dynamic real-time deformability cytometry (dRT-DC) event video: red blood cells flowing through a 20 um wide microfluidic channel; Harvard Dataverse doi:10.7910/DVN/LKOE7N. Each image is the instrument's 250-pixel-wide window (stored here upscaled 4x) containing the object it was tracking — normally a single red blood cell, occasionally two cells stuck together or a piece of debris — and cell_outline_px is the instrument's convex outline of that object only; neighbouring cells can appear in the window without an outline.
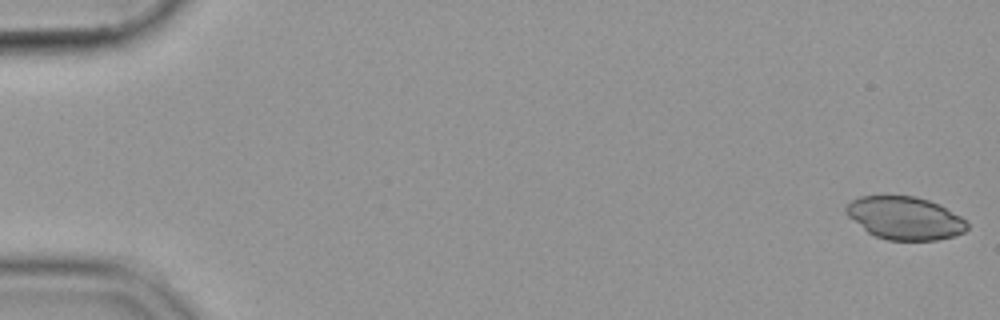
{"species": "common noctule bat (a hibernating species)", "species_latin": "Nyctalus noctula", "temperature_condition": "cold", "stored_images_in_passage": 54, "camera_frame_rate_fps": 3000, "um_per_image_px": 0.085, "animal": {"sex": "female", "body_mass_g": 19.9}, "frame": {"image": 1, "passage_image": 1, "time_ms": 0.0, "image_size_px": [1000, 320], "cell_outline_px": [[968, 228], [964, 232], [952, 236], [936, 240], [888, 240], [876, 236], [868, 232], [848, 216], [844, 212], [844, 208], [852, 200], [860, 196], [916, 196], [940, 204], [968, 220]], "centroid_in_image_um": [76.94, 18.53], "position_along_channel_um": 8.1, "area_um2": 30.29}}